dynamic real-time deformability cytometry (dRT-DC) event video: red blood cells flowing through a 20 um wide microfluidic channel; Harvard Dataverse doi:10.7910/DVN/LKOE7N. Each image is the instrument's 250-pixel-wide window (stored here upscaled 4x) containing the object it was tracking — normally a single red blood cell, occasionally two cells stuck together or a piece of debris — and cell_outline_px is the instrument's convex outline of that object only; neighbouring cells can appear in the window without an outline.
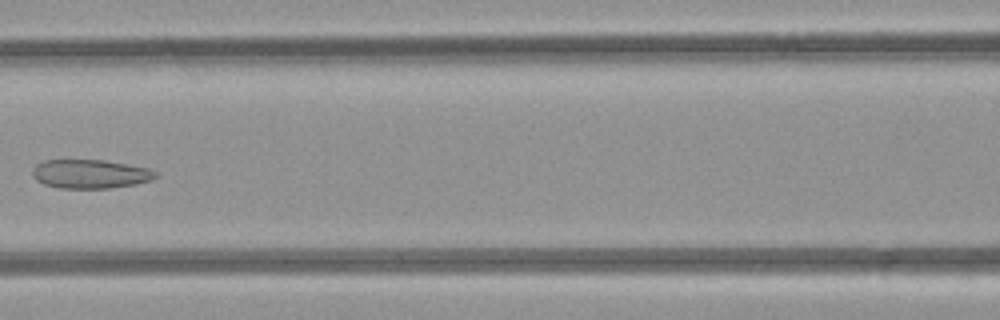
{"species": "common noctule bat (a hibernating species)", "species_latin": "Nyctalus noctula", "temperature_condition": "room temperature", "stored_images_in_passage": 8, "camera_frame_rate_fps": 3000, "um_per_image_px": 0.085, "animal": {"sex": "female", "body_mass_g": 21.9}, "frame": {"image": 1, "passage_image": 7, "time_ms": 7.0, "image_size_px": [1000, 320], "cell_outline_px": [[156, 176], [152, 180], [136, 184], [108, 188], [60, 188], [44, 184], [36, 180], [32, 176], [32, 168], [36, 164], [44, 160], [104, 160], [148, 168], [156, 172]], "centroid_in_image_um": [7.64, 14.78], "position_along_channel_um": 159.0, "area_um2": 20.69}}
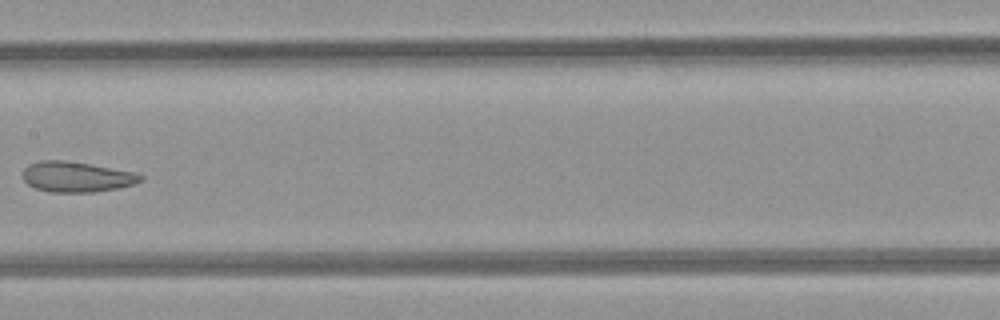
{"frame": {"image": 2, "passage_image": 8, "time_ms": 8.0, "image_size_px": [1000, 320], "cell_outline_px": [[144, 180], [132, 184], [116, 188], [92, 192], [48, 192], [36, 188], [28, 184], [24, 180], [24, 168], [28, 164], [40, 160], [64, 160], [88, 164], [132, 172], [144, 176]], "centroid_in_image_um": [6.47, 15.03], "position_along_channel_um": 200.9, "area_um2": 20.58}}